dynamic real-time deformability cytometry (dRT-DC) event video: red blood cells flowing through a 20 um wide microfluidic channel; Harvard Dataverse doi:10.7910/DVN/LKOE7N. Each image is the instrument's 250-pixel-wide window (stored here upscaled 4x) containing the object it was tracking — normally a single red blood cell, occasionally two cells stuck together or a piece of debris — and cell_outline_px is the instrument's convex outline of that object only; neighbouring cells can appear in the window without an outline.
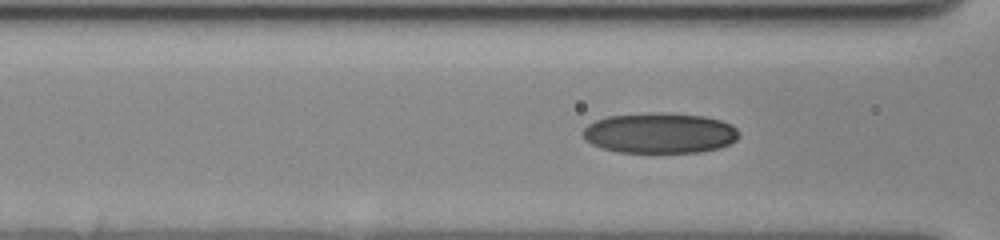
{"species": "human", "species_latin": "Homo sapiens", "temperature_condition": "cold", "stored_images_in_passage": 53, "camera_frame_rate_fps": 3000, "um_per_image_px": 0.085, "donor": {"sex": "female"}, "frame": {"image": 1, "passage_image": 29, "time_ms": 9.333, "image_size_px": [1000, 240], "cell_outline_px": [[740, 136], [736, 140], [720, 148], [700, 152], [616, 152], [600, 148], [584, 140], [580, 132], [588, 124], [596, 120], [608, 116], [656, 112], [664, 112], [704, 116], [720, 120], [732, 124], [740, 132]], "centroid_in_image_um": [56.07, 11.31], "position_along_channel_um": 110.5, "area_um2": 37.22}}
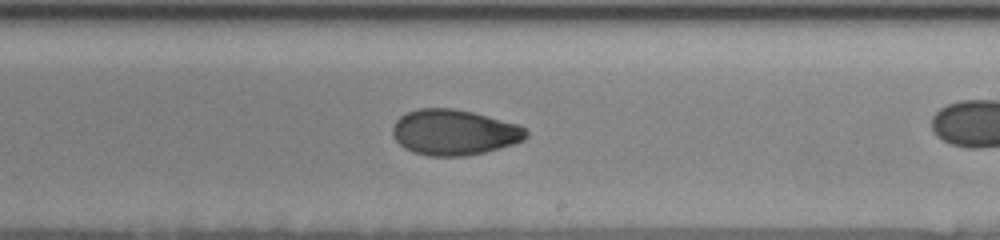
{"frame": {"image": 2, "passage_image": 41, "time_ms": 13.333, "image_size_px": [1000, 240], "cell_outline_px": [[528, 136], [524, 140], [512, 144], [484, 152], [464, 156], [428, 156], [412, 152], [404, 148], [392, 136], [392, 128], [396, 120], [400, 116], [408, 112], [420, 108], [452, 108], [472, 112], [520, 124], [528, 132]], "centroid_in_image_um": [38.59, 11.25], "position_along_channel_um": 250.4, "area_um2": 35.55}}
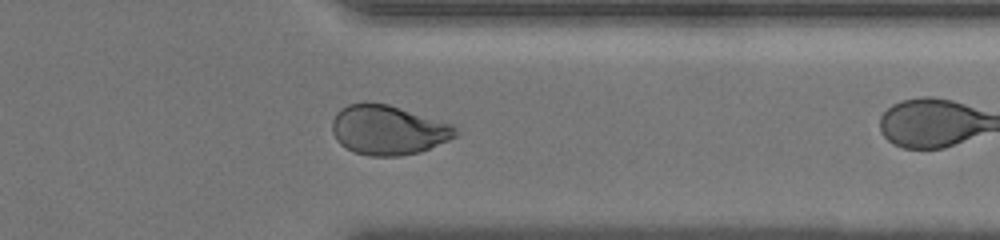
{"frame": {"image": 3, "passage_image": 52, "time_ms": 17.0, "image_size_px": [1000, 240], "cell_outline_px": [[460, 132], [456, 136], [448, 140], [420, 152], [400, 156], [368, 156], [356, 152], [340, 144], [336, 140], [332, 132], [332, 120], [336, 112], [340, 108], [348, 104], [388, 104], [452, 124]], "centroid_in_image_um": [32.99, 11.06], "position_along_channel_um": 378.4, "area_um2": 35.37}}